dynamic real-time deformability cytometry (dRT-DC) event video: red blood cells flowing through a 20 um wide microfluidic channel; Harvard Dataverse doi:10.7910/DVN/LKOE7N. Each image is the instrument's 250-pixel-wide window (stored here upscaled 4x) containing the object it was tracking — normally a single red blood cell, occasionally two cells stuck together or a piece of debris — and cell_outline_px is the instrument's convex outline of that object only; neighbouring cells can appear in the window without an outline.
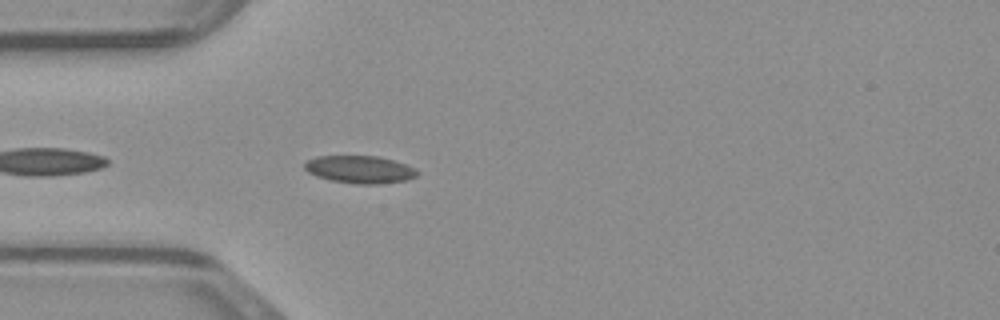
{"species": "common noctule bat (a hibernating species)", "species_latin": "Nyctalus noctula", "temperature_condition": "warm", "stored_images_in_passage": 24, "camera_frame_rate_fps": 3000, "um_per_image_px": 0.085, "animal": {"sex": "male", "body_mass_g": 23.1, "forearm_length_mm": 52.7}, "frame": {"image": 1, "passage_image": 3, "time_ms": 0.667, "image_size_px": [1000, 320], "cell_outline_px": [[416, 176], [408, 180], [380, 184], [356, 184], [332, 180], [316, 176], [308, 172], [304, 168], [304, 164], [308, 160], [316, 156], [380, 156], [416, 168]], "centroid_in_image_um": [30.58, 14.4], "position_along_channel_um": 54.4, "area_um2": 18.03}}
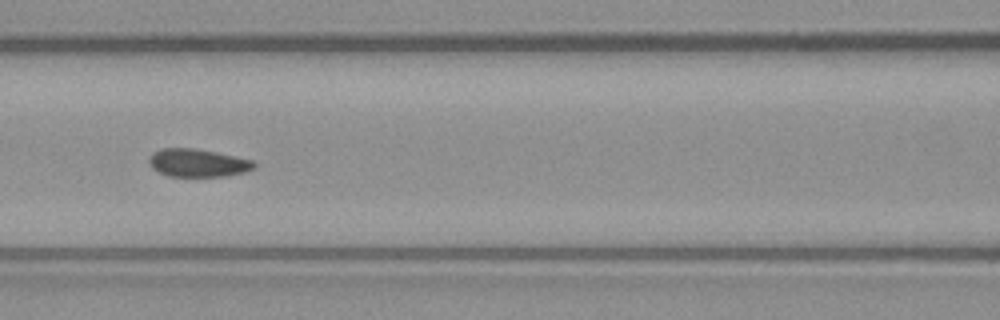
{"frame": {"image": 2, "passage_image": 10, "time_ms": 3.0, "image_size_px": [1000, 320], "cell_outline_px": [[256, 168], [244, 172], [224, 176], [168, 176], [152, 168], [148, 164], [148, 160], [152, 152], [164, 148], [192, 148], [216, 152], [252, 160], [256, 164]], "centroid_in_image_um": [16.79, 13.84], "position_along_channel_um": 149.8, "area_um2": 17.05}}
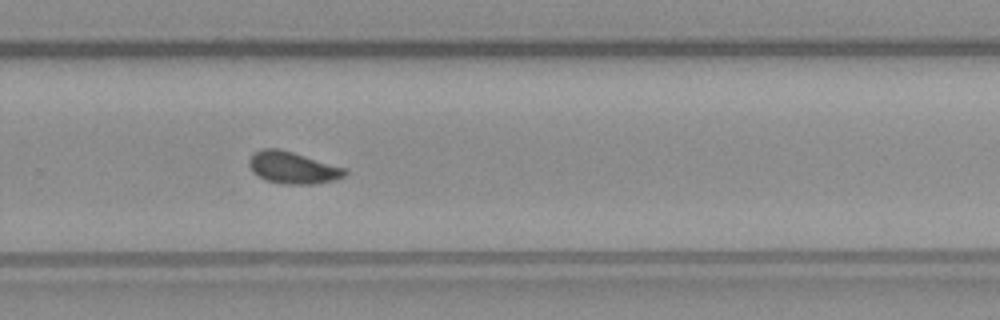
{"frame": {"image": 3, "passage_image": 21, "time_ms": 6.667, "image_size_px": [1000, 320], "cell_outline_px": [[348, 172], [344, 176], [336, 180], [312, 184], [288, 184], [264, 180], [252, 172], [248, 164], [248, 160], [256, 152], [264, 148], [280, 148], [344, 168]], "centroid_in_image_um": [24.86, 14.26], "position_along_channel_um": 304.9, "area_um2": 17.69}}